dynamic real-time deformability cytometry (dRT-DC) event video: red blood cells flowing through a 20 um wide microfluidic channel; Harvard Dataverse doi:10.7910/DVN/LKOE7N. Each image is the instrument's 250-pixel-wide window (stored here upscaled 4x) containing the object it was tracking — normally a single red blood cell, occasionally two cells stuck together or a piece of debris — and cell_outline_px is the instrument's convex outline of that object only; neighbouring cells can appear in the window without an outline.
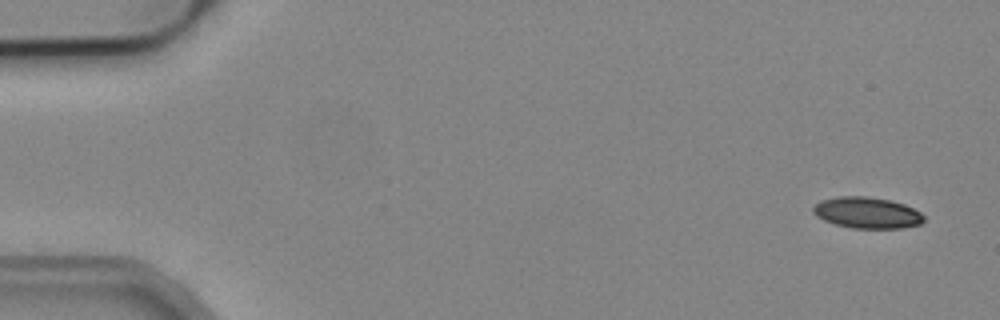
{"species": "common noctule bat (a hibernating species)", "species_latin": "Nyctalus noctula", "temperature_condition": "cold", "stored_images_in_passage": 5, "camera_frame_rate_fps": 3000, "um_per_image_px": 0.085, "animal": {"sex": "male", "body_mass_g": 19.2, "forearm_length_mm": 51.8}, "frame": {"image": 1, "passage_image": 1, "time_ms": 0.0, "image_size_px": [1000, 320], "cell_outline_px": [[924, 220], [920, 224], [900, 228], [852, 228], [836, 224], [824, 220], [816, 216], [812, 212], [812, 208], [820, 200], [840, 196], [868, 196], [888, 200], [904, 204], [920, 212], [924, 216]], "centroid_in_image_um": [73.68, 18.08], "position_along_channel_um": 11.3, "area_um2": 20.06}}
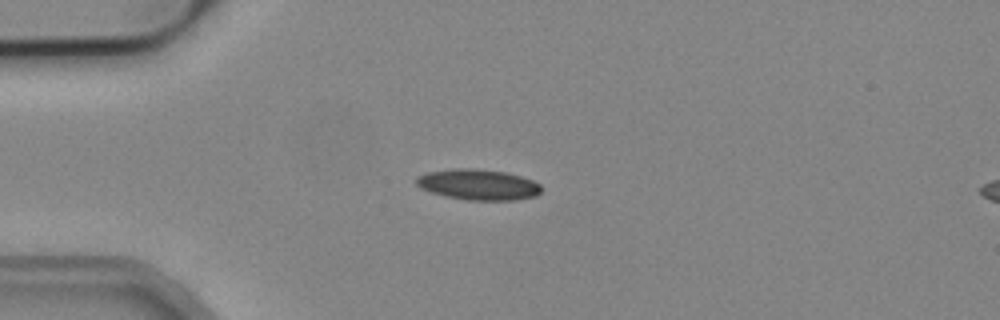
{"frame": {"image": 2, "passage_image": 4, "time_ms": 1.0, "image_size_px": [1000, 320], "cell_outline_px": [[540, 192], [536, 196], [516, 200], [468, 200], [444, 196], [420, 188], [416, 184], [416, 176], [428, 172], [452, 168], [476, 168], [508, 172], [532, 180], [540, 184]], "centroid_in_image_um": [40.64, 15.68], "position_along_channel_um": 44.4, "area_um2": 22.54}}